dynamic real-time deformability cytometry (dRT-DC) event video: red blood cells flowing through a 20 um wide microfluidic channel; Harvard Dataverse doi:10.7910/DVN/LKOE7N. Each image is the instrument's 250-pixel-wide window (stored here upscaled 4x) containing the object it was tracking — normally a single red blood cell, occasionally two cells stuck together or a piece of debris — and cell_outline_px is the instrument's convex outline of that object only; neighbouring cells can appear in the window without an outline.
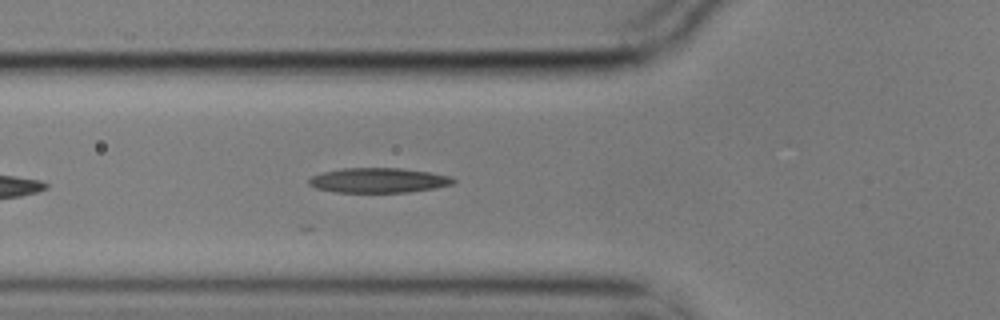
{"species": "common noctule bat (a hibernating species)", "species_latin": "Nyctalus noctula", "temperature_condition": "cold", "stored_images_in_passage": 18, "camera_frame_rate_fps": 3000, "um_per_image_px": 0.085, "animal": {"sex": "male", "body_mass_g": 17.9}, "frame": {"image": 1, "passage_image": 4, "time_ms": 1.0, "image_size_px": [1000, 320], "cell_outline_px": [[456, 180], [452, 184], [436, 188], [408, 192], [336, 192], [316, 188], [308, 184], [308, 180], [312, 176], [320, 172], [344, 168], [400, 168], [428, 172], [452, 176]], "centroid_in_image_um": [32.16, 15.32], "position_along_channel_um": 93.6, "area_um2": 20.92}}
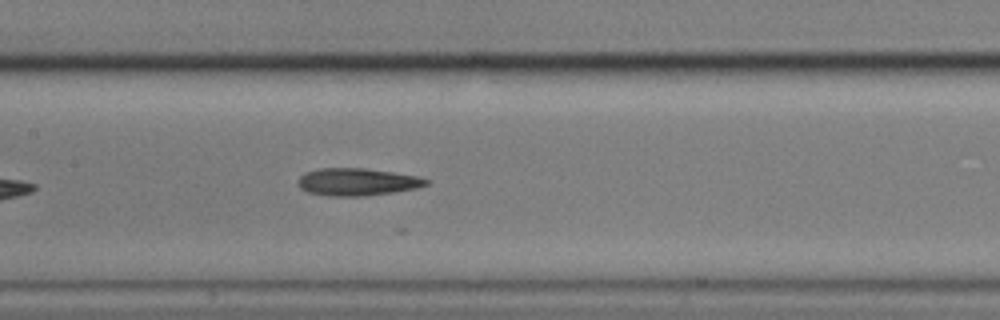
{"frame": {"image": 2, "passage_image": 11, "time_ms": 3.333, "image_size_px": [1000, 320], "cell_outline_px": [[428, 184], [416, 188], [392, 192], [364, 196], [328, 196], [308, 192], [300, 188], [296, 184], [296, 180], [304, 172], [320, 168], [364, 168], [392, 172], [416, 176], [428, 180]], "centroid_in_image_um": [30.28, 15.46], "position_along_channel_um": 177.1, "area_um2": 20.46}}
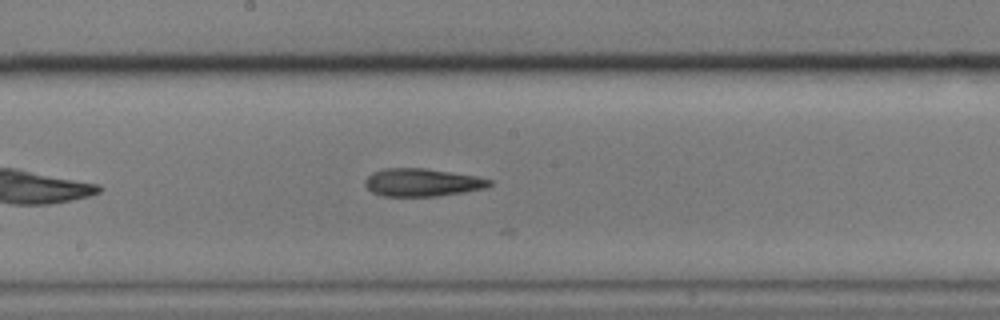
{"frame": {"image": 3, "passage_image": 14, "time_ms": 4.333, "image_size_px": [1000, 320], "cell_outline_px": [[492, 184], [484, 188], [464, 192], [436, 196], [384, 196], [372, 192], [364, 184], [364, 180], [372, 172], [384, 168], [424, 168], [476, 176], [492, 180]], "centroid_in_image_um": [35.86, 15.5], "position_along_channel_um": 212.3, "area_um2": 20.11}}